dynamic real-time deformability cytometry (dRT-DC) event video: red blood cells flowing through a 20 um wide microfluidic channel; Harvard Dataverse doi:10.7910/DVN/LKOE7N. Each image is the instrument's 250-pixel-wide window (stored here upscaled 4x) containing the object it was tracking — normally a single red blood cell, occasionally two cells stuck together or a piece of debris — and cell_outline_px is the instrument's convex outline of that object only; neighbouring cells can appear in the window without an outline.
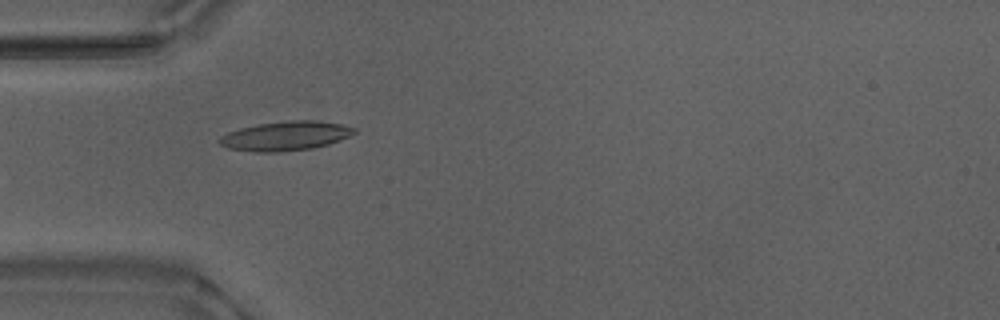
{"species": "Egyptian fruit bat (a non-hibernating species)", "species_latin": "Rousettus aegyptiacus", "temperature_condition": "warm", "stored_images_in_passage": 34, "camera_frame_rate_fps": 3000, "um_per_image_px": 0.085, "animal": {"sex": "male"}, "frame": {"image": 1, "passage_image": 6, "time_ms": 1.667, "image_size_px": [1000, 320], "cell_outline_px": [[356, 132], [340, 140], [328, 144], [312, 148], [276, 152], [256, 152], [228, 148], [220, 144], [216, 140], [220, 136], [228, 132], [240, 128], [256, 124], [288, 120], [312, 120], [340, 124], [356, 128]], "centroid_in_image_um": [24.23, 11.55], "position_along_channel_um": 60.8, "area_um2": 22.95}}